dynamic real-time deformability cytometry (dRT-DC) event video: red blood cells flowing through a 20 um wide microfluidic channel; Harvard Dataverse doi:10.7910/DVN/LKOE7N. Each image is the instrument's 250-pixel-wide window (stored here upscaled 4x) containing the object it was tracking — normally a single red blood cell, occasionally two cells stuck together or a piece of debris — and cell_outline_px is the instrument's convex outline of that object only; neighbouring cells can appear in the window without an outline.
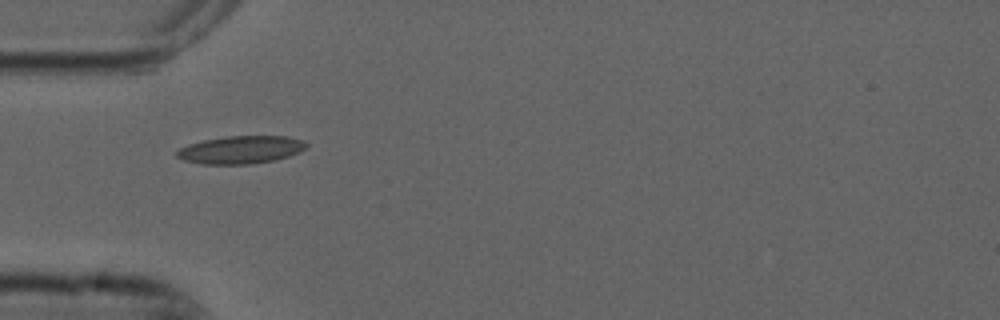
{"species": "common noctule bat (a hibernating species)", "species_latin": "Nyctalus noctula", "temperature_condition": "cold", "stored_images_in_passage": 5, "camera_frame_rate_fps": 3000, "um_per_image_px": 0.085, "animal": {"sex": "male", "forearm_length_mm": 52.5}, "frame": {"image": 1, "passage_image": 4, "time_ms": 1.0, "image_size_px": [1000, 320], "cell_outline_px": [[308, 144], [300, 152], [276, 160], [252, 164], [204, 164], [184, 160], [176, 156], [176, 152], [180, 148], [188, 144], [204, 140], [228, 136], [288, 136], [304, 140]], "centroid_in_image_um": [20.5, 12.73], "position_along_channel_um": 64.5, "area_um2": 20.98}}
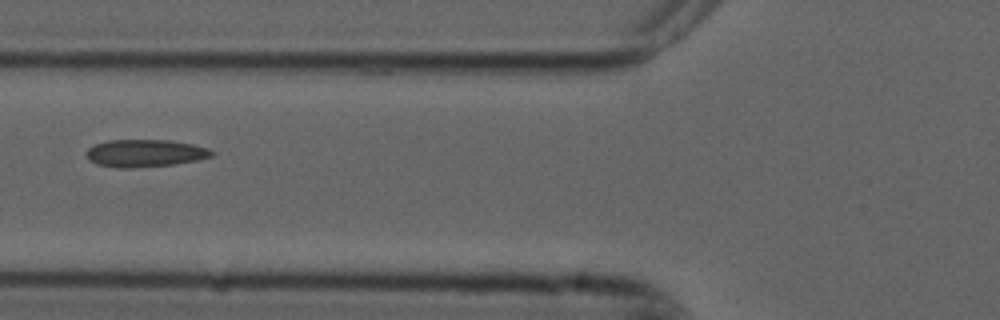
{"frame": {"image": 2, "passage_image": 5, "time_ms": 1.333, "image_size_px": [1000, 320], "cell_outline_px": [[216, 152], [212, 156], [196, 160], [172, 164], [132, 168], [116, 168], [96, 164], [88, 160], [88, 148], [96, 144], [108, 140], [168, 140], [192, 144], [208, 148]], "centroid_in_image_um": [12.33, 13.02], "position_along_channel_um": 113.5, "area_um2": 19.94}}